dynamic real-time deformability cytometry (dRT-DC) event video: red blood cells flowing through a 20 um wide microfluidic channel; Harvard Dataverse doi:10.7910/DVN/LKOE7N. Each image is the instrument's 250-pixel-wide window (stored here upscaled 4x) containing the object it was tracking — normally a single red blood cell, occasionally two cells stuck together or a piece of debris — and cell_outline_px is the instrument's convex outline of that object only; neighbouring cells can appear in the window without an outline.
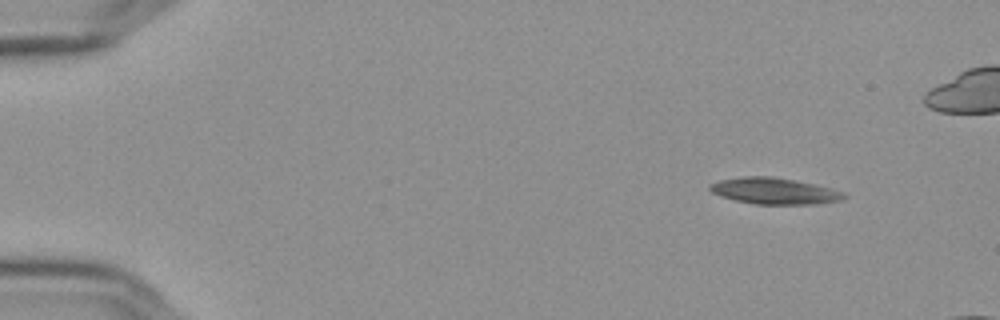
{"species": "Egyptian fruit bat (a non-hibernating species)", "species_latin": "Rousettus aegyptiacus", "temperature_condition": "cold", "stored_images_in_passage": 51, "camera_frame_rate_fps": 3000, "um_per_image_px": 0.085, "frame": {"image": 1, "passage_image": 1, "time_ms": 0.0, "image_size_px": [1000, 320], "cell_outline_px": [[848, 196], [844, 200], [816, 204], [756, 204], [736, 200], [720, 196], [712, 192], [708, 188], [708, 184], [720, 180], [744, 176], [772, 176], [796, 180], [832, 188], [844, 192]], "centroid_in_image_um": [65.85, 16.23], "position_along_channel_um": 19.1, "area_um2": 20.75}}
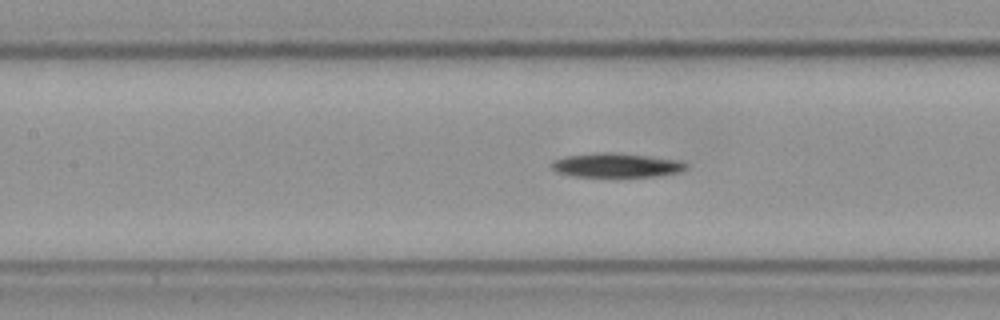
{"frame": {"image": 2, "passage_image": 21, "time_ms": 6.667, "image_size_px": [1000, 320], "cell_outline_px": [[688, 168], [680, 172], [660, 176], [620, 180], [612, 180], [568, 176], [556, 172], [552, 168], [552, 160], [568, 156], [604, 152], [612, 152], [648, 156], [680, 160], [688, 164]], "centroid_in_image_um": [52.41, 14.12], "position_along_channel_um": 155.0, "area_um2": 20.35}}
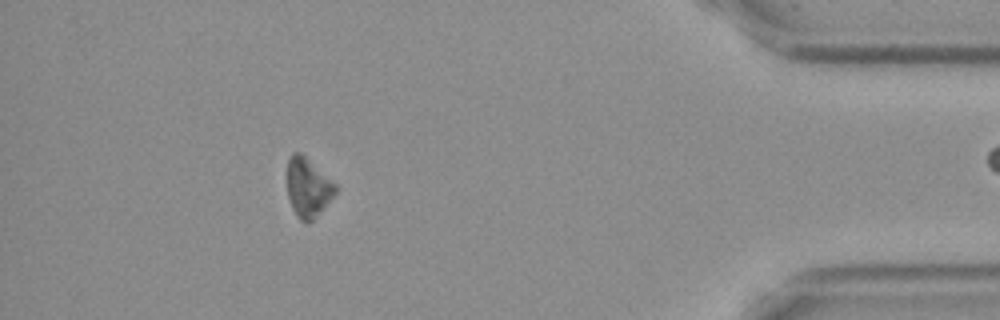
{"frame": {"image": 3, "passage_image": 46, "time_ms": 15.0, "image_size_px": [1000, 320], "cell_outline_px": [[340, 188], [312, 220], [308, 224], [300, 220], [296, 216], [292, 208], [288, 196], [288, 160], [292, 152], [300, 152], [336, 184]], "centroid_in_image_um": [26.18, 15.95], "position_along_channel_um": 409.0, "area_um2": 16.42}}